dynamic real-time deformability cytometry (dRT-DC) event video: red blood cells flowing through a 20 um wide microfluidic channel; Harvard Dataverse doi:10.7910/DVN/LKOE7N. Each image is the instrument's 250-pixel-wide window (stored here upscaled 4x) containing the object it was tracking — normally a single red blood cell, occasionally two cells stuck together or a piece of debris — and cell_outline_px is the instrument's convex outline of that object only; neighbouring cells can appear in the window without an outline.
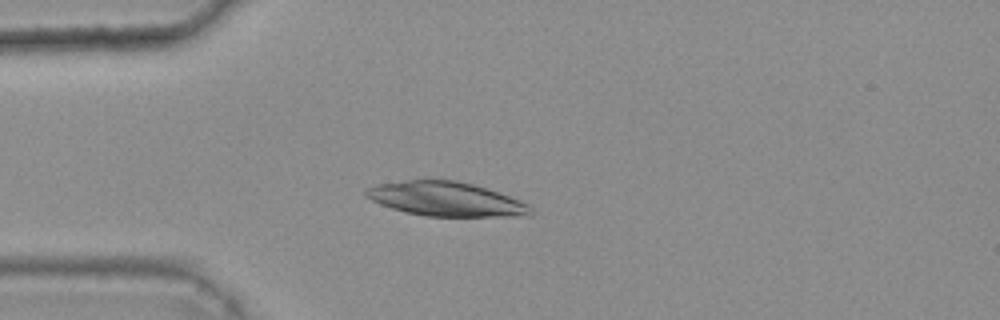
{"species": "common noctule bat (a hibernating species)", "species_latin": "Nyctalus noctula", "temperature_condition": "warm", "stored_images_in_passage": 32, "camera_frame_rate_fps": 3000, "um_per_image_px": 0.085, "animal": {"sex": "female", "body_mass_g": 25.1}, "frame": {"image": 1, "passage_image": 1, "time_ms": 0.0, "image_size_px": [1000, 320], "cell_outline_px": [[532, 212], [528, 216], [424, 216], [404, 212], [380, 204], [364, 196], [364, 192], [368, 188], [380, 184], [408, 180], [456, 180], [472, 184], [520, 200], [528, 204], [532, 208]], "centroid_in_image_um": [37.9, 16.93], "position_along_channel_um": 47.1, "area_um2": 32.48}}
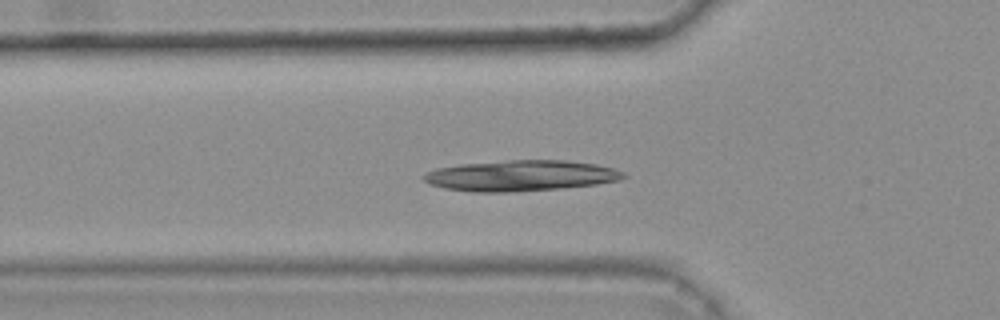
{"frame": {"image": 2, "passage_image": 5, "time_ms": 1.333, "image_size_px": [1000, 320], "cell_outline_px": [[628, 176], [620, 180], [596, 184], [560, 188], [516, 192], [472, 192], [444, 188], [428, 184], [424, 180], [424, 176], [428, 172], [436, 168], [460, 164], [508, 160], [564, 160], [596, 164], [612, 168], [624, 172]], "centroid_in_image_um": [44.26, 14.93], "position_along_channel_um": 81.5, "area_um2": 35.89}}
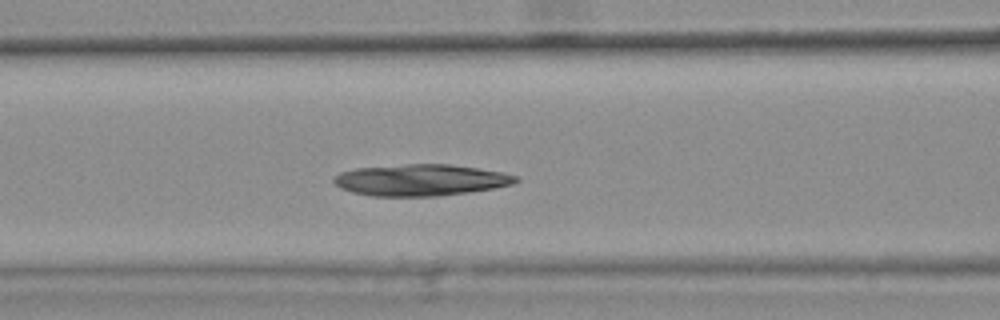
{"frame": {"image": 3, "passage_image": 9, "time_ms": 2.667, "image_size_px": [1000, 320], "cell_outline_px": [[520, 180], [512, 184], [496, 188], [468, 192], [436, 196], [372, 196], [352, 192], [340, 188], [332, 180], [332, 176], [340, 172], [356, 168], [408, 164], [448, 164], [504, 172], [516, 176]], "centroid_in_image_um": [35.74, 15.3], "position_along_channel_um": 130.9, "area_um2": 33.41}}